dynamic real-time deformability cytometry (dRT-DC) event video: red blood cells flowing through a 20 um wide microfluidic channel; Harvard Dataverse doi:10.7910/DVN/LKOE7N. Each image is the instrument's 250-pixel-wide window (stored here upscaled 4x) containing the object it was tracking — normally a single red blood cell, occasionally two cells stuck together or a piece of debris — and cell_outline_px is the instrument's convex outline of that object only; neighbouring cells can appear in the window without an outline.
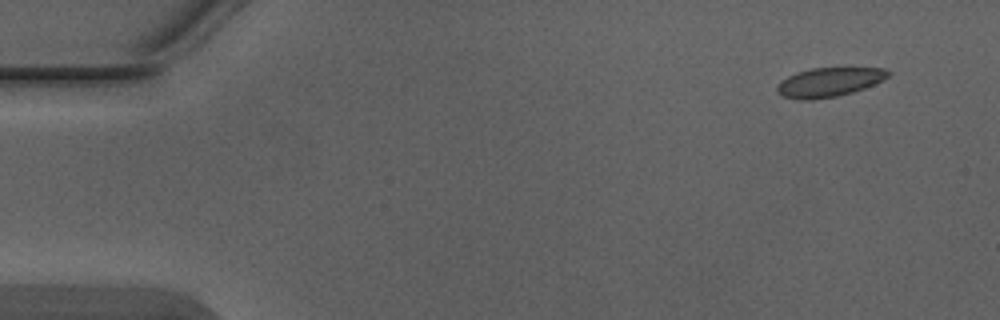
{"species": "Egyptian fruit bat (a non-hibernating species)", "species_latin": "Rousettus aegyptiacus", "temperature_condition": "warm", "stored_images_in_passage": 3, "camera_frame_rate_fps": 3000, "um_per_image_px": 0.085, "animal": {"sex": "male"}, "frame": {"image": 1, "passage_image": 1, "time_ms": 0.0, "image_size_px": [1000, 320], "cell_outline_px": [[892, 72], [888, 76], [864, 88], [852, 92], [836, 96], [812, 100], [800, 100], [784, 96], [776, 92], [776, 88], [788, 76], [796, 72], [812, 68], [884, 68]], "centroid_in_image_um": [70.46, 6.98], "position_along_channel_um": 14.5, "area_um2": 18.55}}
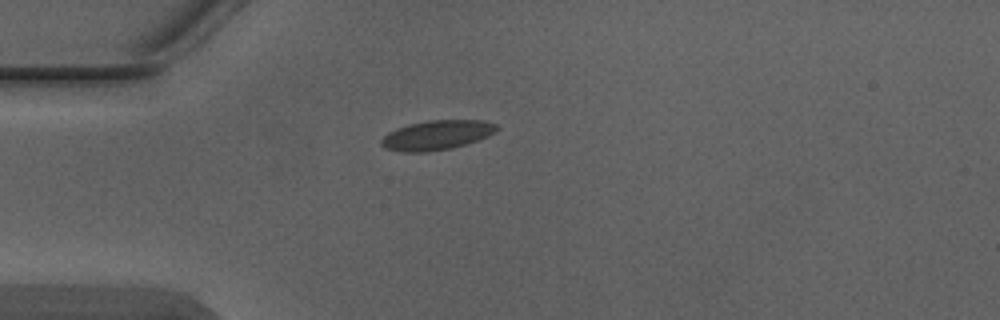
{"frame": {"image": 2, "passage_image": 3, "time_ms": 0.667, "image_size_px": [1000, 320], "cell_outline_px": [[500, 128], [496, 132], [488, 136], [452, 148], [424, 152], [404, 152], [384, 148], [380, 144], [380, 140], [388, 132], [396, 128], [408, 124], [428, 120], [484, 120], [496, 124]], "centroid_in_image_um": [37.11, 11.47], "position_along_channel_um": 47.9, "area_um2": 19.94}}